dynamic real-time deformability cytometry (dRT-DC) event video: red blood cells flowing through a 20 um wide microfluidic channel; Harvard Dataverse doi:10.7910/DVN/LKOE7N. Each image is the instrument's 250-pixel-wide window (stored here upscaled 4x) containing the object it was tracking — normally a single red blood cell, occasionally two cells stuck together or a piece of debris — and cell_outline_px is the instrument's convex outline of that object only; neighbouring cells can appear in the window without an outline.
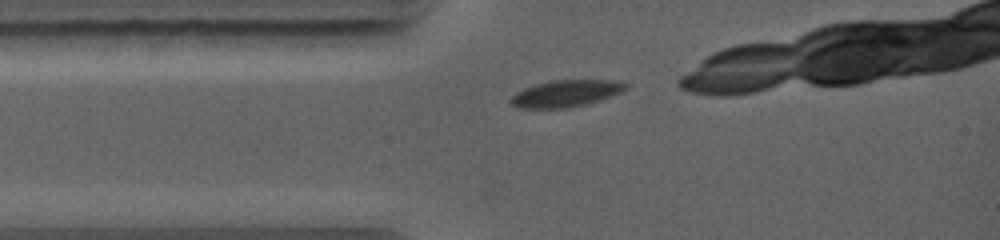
{"species": "common noctule bat (a hibernating species)", "species_latin": "Nyctalus noctula", "temperature_condition": "warm", "stored_images_in_passage": 1, "camera_frame_rate_fps": 5000, "um_per_image_px": 0.085, "animal": {"sex": "female", "body_mass_g": 19.0, "forearm_length_mm": 56.7}, "frame": {"image": 1, "passage_image": 1, "time_ms": 0.0, "image_size_px": [1000, 240], "cell_outline_px": [[628, 88], [620, 92], [584, 104], [568, 108], [520, 108], [512, 104], [508, 100], [516, 92], [524, 88], [536, 84], [552, 80], [612, 80], [628, 84]], "centroid_in_image_um": [48.04, 7.94], "position_along_channel_um": 37.0, "area_um2": 17.63}}